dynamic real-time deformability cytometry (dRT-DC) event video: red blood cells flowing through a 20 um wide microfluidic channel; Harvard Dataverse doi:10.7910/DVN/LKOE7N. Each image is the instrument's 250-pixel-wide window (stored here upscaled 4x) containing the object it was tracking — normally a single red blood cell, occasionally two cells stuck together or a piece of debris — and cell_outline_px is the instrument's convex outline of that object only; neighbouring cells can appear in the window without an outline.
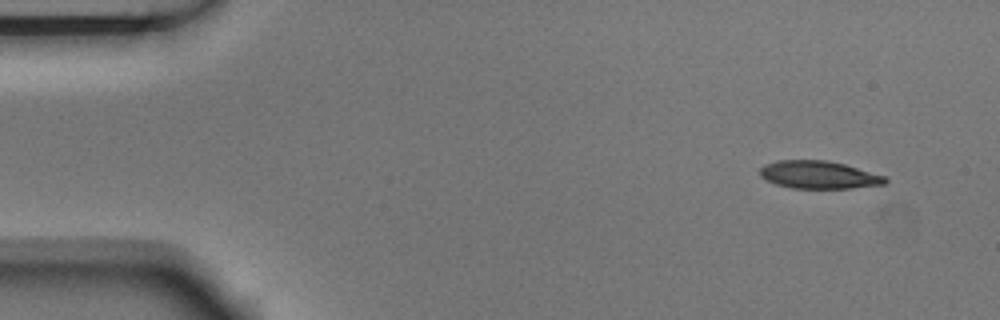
{"species": "Egyptian fruit bat (a non-hibernating species)", "species_latin": "Rousettus aegyptiacus", "temperature_condition": "room temperature", "stored_images_in_passage": 5, "segment_of_instrument_passage": [1, 2], "camera_frame_rate_fps": 3000, "um_per_image_px": 0.085, "animal": {"sex": "male"}, "frame": {"image": 1, "passage_image": 1, "time_ms": 0.0, "image_size_px": [1000, 320], "cell_outline_px": [[888, 180], [884, 184], [852, 188], [792, 188], [776, 184], [760, 176], [760, 168], [764, 164], [776, 160], [828, 160], [844, 164], [888, 176]], "centroid_in_image_um": [69.62, 14.85], "position_along_channel_um": 15.4, "area_um2": 20.35}}
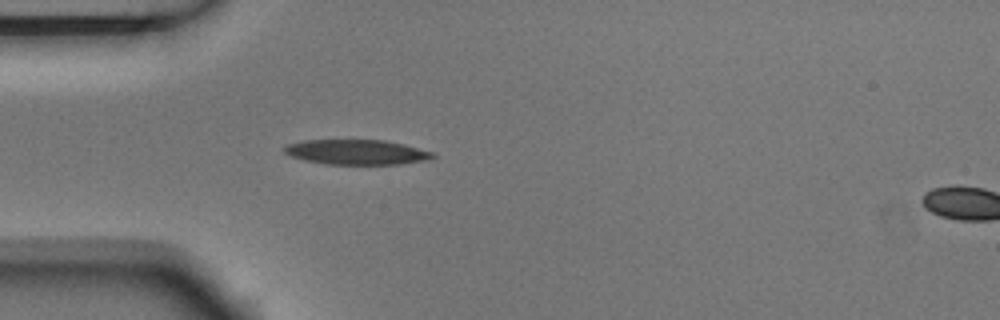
{"frame": {"image": 2, "passage_image": 4, "time_ms": 1.0, "image_size_px": [1000, 320], "cell_outline_px": [[436, 156], [424, 160], [400, 164], [324, 164], [304, 160], [292, 156], [284, 152], [284, 148], [288, 144], [304, 140], [384, 140], [404, 144], [432, 152]], "centroid_in_image_um": [30.29, 12.93], "position_along_channel_um": 54.7, "area_um2": 21.39}}